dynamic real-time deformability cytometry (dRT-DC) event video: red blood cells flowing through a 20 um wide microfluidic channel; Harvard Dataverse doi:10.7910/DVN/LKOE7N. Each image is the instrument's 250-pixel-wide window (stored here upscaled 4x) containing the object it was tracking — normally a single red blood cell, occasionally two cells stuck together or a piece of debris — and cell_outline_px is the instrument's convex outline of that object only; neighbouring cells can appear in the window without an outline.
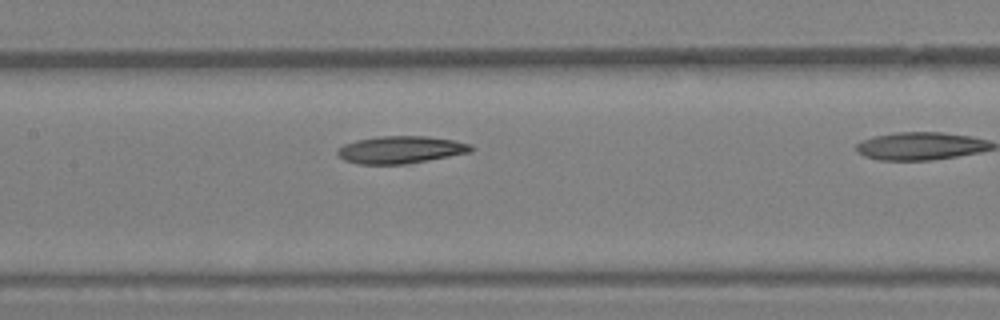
{"species": "Egyptian fruit bat (a non-hibernating species)", "species_latin": "Rousettus aegyptiacus", "temperature_condition": "warm", "stored_images_in_passage": 18, "camera_frame_rate_fps": 3000, "um_per_image_px": 0.085, "animal": {"sex": "female"}, "frame": {"image": 1, "passage_image": 6, "time_ms": 1.667, "image_size_px": [1000, 320], "cell_outline_px": [[476, 148], [472, 152], [408, 164], [360, 164], [344, 160], [336, 152], [336, 148], [344, 144], [356, 140], [380, 136], [428, 136], [452, 140], [472, 144]], "centroid_in_image_um": [34.08, 12.73], "position_along_channel_um": 173.3, "area_um2": 21.5}}
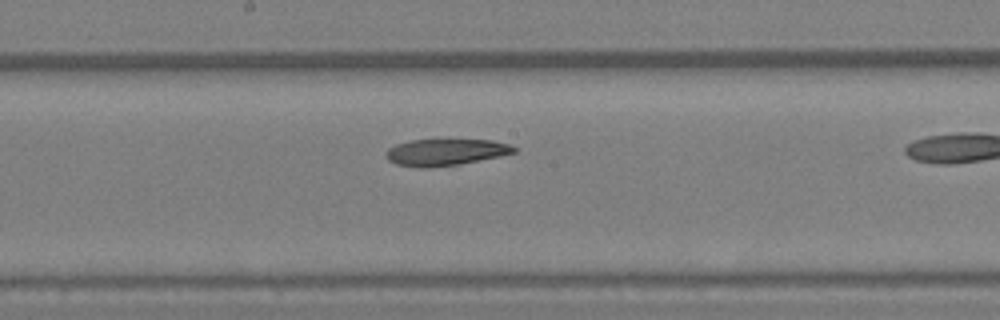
{"frame": {"image": 2, "passage_image": 8, "time_ms": 2.333, "image_size_px": [1000, 320], "cell_outline_px": [[516, 152], [500, 156], [460, 164], [428, 168], [420, 168], [396, 164], [388, 160], [384, 156], [384, 152], [388, 148], [396, 144], [412, 140], [492, 140], [508, 144], [516, 148]], "centroid_in_image_um": [37.82, 12.94], "position_along_channel_um": 210.4, "area_um2": 19.88}}